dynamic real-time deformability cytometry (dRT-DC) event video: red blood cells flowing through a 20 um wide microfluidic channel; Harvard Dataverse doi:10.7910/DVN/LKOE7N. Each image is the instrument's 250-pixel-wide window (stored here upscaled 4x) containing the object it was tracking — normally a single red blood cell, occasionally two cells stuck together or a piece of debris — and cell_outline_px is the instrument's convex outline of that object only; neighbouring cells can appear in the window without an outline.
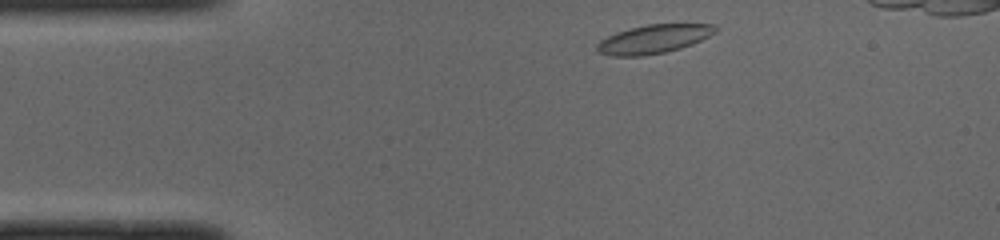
{"species": "common noctule bat (a hibernating species)", "species_latin": "Nyctalus noctula", "temperature_condition": "cold", "stored_images_in_passage": 40, "camera_frame_rate_fps": 3000, "um_per_image_px": 0.085, "animal": {"sex": "male", "body_mass_g": 19.0, "forearm_length_mm": 50.8}, "frame": {"image": 1, "passage_image": 2, "time_ms": 0.333, "image_size_px": [1000, 240], "cell_outline_px": [[720, 28], [716, 32], [692, 44], [680, 48], [664, 52], [644, 56], [608, 56], [596, 52], [596, 44], [600, 40], [616, 32], [648, 24], [716, 24]], "centroid_in_image_um": [55.54, 3.32], "position_along_channel_um": 29.5, "area_um2": 19.88}}
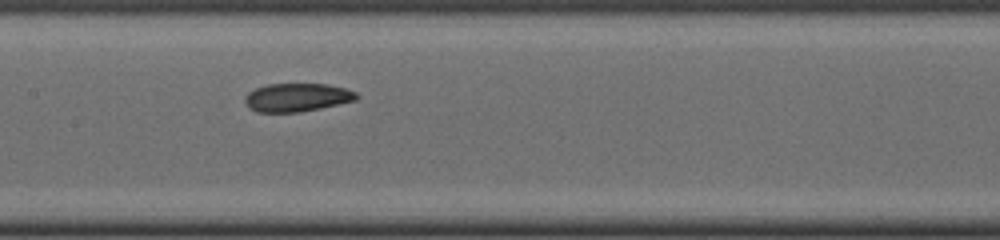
{"frame": {"image": 2, "passage_image": 17, "time_ms": 5.333, "image_size_px": [1000, 240], "cell_outline_px": [[360, 96], [356, 100], [320, 108], [300, 112], [256, 112], [248, 108], [244, 100], [244, 96], [248, 92], [256, 88], [268, 84], [328, 84], [344, 88], [356, 92]], "centroid_in_image_um": [25.22, 8.28], "position_along_channel_um": 182.2, "area_um2": 18.5}}
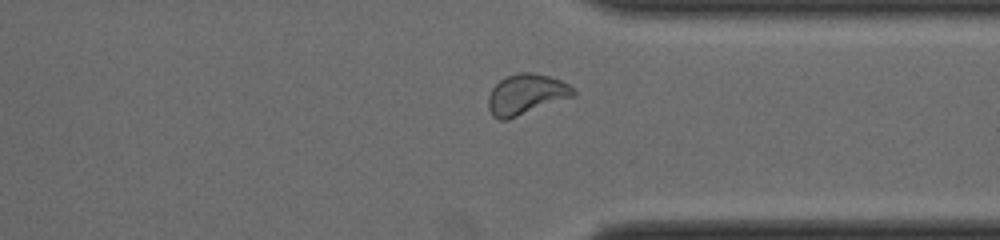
{"frame": {"image": 3, "passage_image": 31, "time_ms": 10.0, "image_size_px": [1000, 240], "cell_outline_px": [[576, 96], [508, 120], [500, 120], [492, 116], [488, 108], [488, 96], [492, 88], [504, 76], [520, 72], [532, 72], [548, 76], [560, 80], [568, 84], [576, 92]], "centroid_in_image_um": [44.71, 8.03], "position_along_channel_um": 366.7, "area_um2": 20.35}, "authors_computed_cell_mechanics": {"area_um2": 18.8717, "velocity_mm_per_s": 3.9671, "shape_relaxation_time_tau1_ms": 5.1052, "shape_relaxation_time_tau2_ms": 1.7317, "deformation_change_tau1": 0.1342, "deformation_change_tau2": 0.069}}